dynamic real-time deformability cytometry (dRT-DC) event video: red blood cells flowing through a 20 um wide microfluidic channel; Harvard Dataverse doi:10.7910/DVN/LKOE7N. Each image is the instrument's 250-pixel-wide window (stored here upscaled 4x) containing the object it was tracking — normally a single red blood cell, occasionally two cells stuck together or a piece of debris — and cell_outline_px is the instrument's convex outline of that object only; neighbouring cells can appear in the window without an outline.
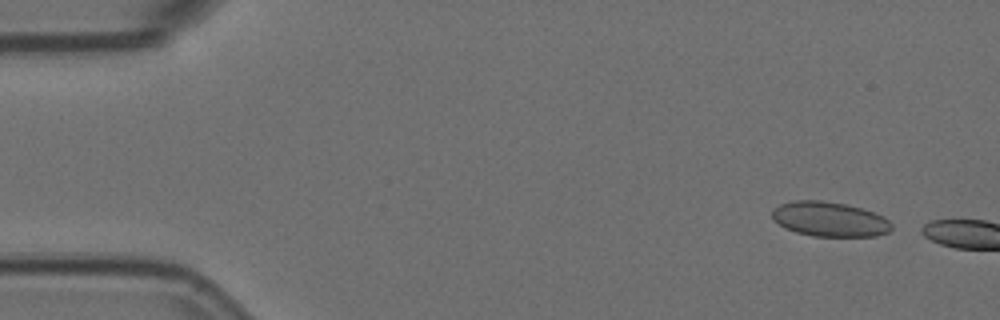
{"species": "Egyptian fruit bat (a non-hibernating species)", "species_latin": "Rousettus aegyptiacus", "temperature_condition": "room temperature", "stored_images_in_passage": 6, "camera_frame_rate_fps": 3000, "um_per_image_px": 0.085, "animal": {"sex": "female"}, "frame": {"image": 1, "passage_image": 3, "time_ms": 0.667, "image_size_px": [1000, 320], "cell_outline_px": [[892, 228], [888, 232], [876, 236], [812, 236], [796, 232], [784, 228], [772, 220], [772, 208], [780, 204], [792, 200], [820, 200], [848, 204], [884, 216], [892, 224]], "centroid_in_image_um": [70.47, 18.62], "position_along_channel_um": 14.5, "area_um2": 24.39}}